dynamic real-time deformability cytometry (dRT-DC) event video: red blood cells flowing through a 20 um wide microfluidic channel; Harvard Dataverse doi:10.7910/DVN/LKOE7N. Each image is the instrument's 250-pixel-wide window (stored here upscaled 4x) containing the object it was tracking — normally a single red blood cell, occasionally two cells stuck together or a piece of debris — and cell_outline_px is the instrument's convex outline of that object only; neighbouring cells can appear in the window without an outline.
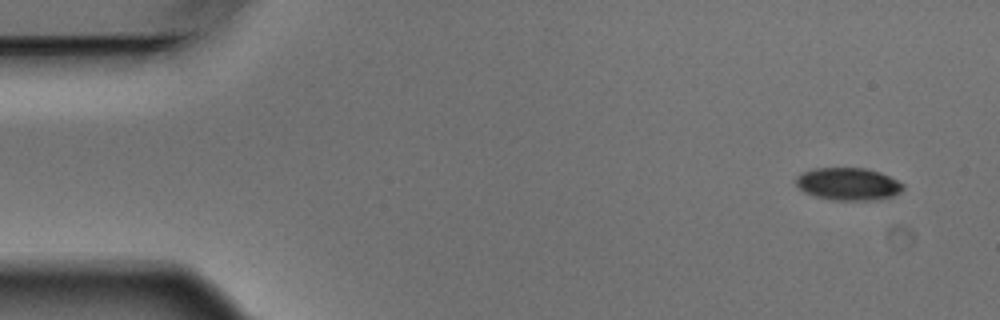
{"species": "Egyptian fruit bat (a non-hibernating species)", "species_latin": "Rousettus aegyptiacus", "temperature_condition": "warm", "stored_images_in_passage": 7, "camera_frame_rate_fps": 3000, "um_per_image_px": 0.085, "animal": {"sex": "male"}, "frame": {"image": 1, "passage_image": 1, "time_ms": 0.0, "image_size_px": [1000, 320], "cell_outline_px": [[904, 188], [900, 192], [892, 196], [876, 200], [832, 200], [816, 196], [804, 192], [796, 184], [796, 176], [800, 172], [812, 168], [864, 168], [880, 172], [904, 184]], "centroid_in_image_um": [72.07, 15.63], "position_along_channel_um": 12.9, "area_um2": 20.35}}
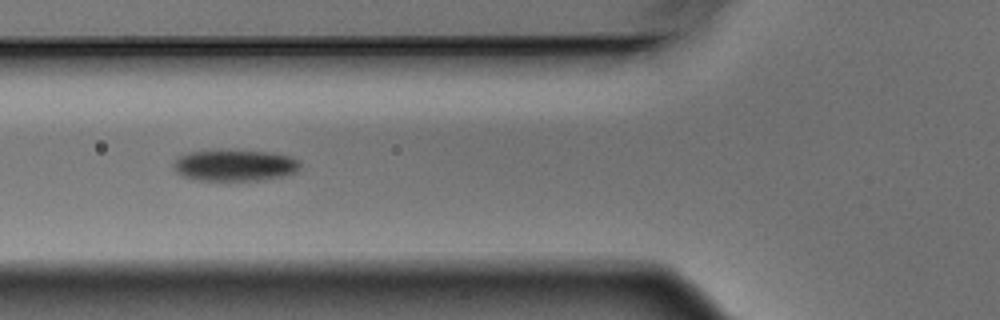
{"frame": {"image": 2, "passage_image": 6, "time_ms": 1.667, "image_size_px": [1000, 320], "cell_outline_px": [[300, 168], [296, 172], [264, 180], [200, 180], [184, 176], [176, 172], [172, 164], [180, 156], [188, 152], [272, 152], [288, 156], [300, 160]], "centroid_in_image_um": [19.99, 14.08], "position_along_channel_um": 105.8, "area_um2": 22.43}}
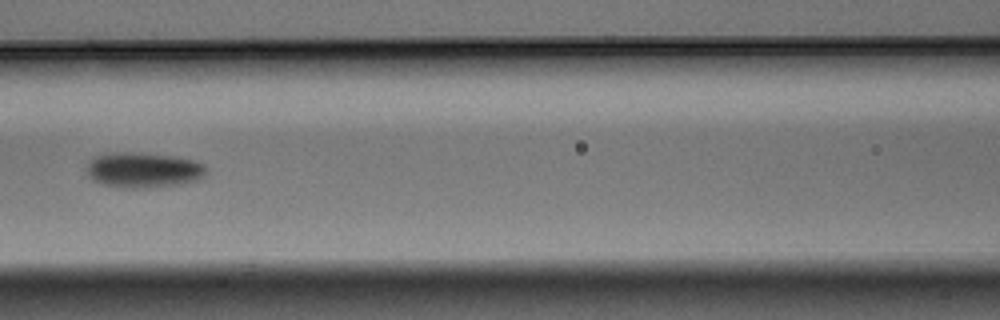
{"frame": {"image": 3, "passage_image": 7, "time_ms": 2.0, "image_size_px": [1000, 320], "cell_outline_px": [[204, 176], [200, 180], [180, 184], [144, 188], [124, 188], [104, 184], [92, 180], [88, 176], [88, 164], [92, 156], [112, 152], [132, 152], [176, 156], [192, 160], [204, 164]], "centroid_in_image_um": [12.17, 14.44], "position_along_channel_um": 154.4, "area_um2": 24.68}}